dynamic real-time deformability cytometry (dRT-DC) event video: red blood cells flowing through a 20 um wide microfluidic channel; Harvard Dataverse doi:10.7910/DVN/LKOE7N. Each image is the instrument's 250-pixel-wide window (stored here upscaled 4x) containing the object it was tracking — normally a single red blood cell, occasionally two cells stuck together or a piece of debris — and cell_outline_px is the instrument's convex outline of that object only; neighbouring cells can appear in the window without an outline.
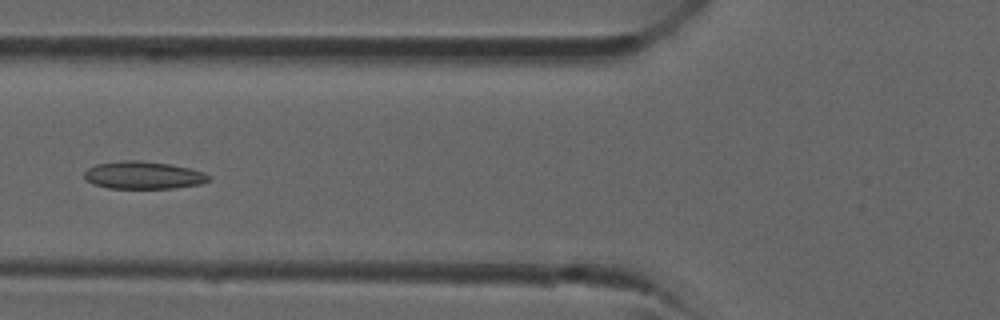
{"species": "common noctule bat (a hibernating species)", "species_latin": "Nyctalus noctula", "temperature_condition": "room temperature", "stored_images_in_passage": 33, "camera_frame_rate_fps": 3000, "um_per_image_px": 0.085, "animal": {"sex": "male", "forearm_length_mm": 52.5}, "frame": {"image": 1, "passage_image": 9, "time_ms": 2.667, "image_size_px": [1000, 320], "cell_outline_px": [[212, 180], [200, 184], [172, 188], [108, 188], [84, 180], [84, 172], [88, 168], [96, 164], [120, 160], [136, 160], [168, 164], [188, 168], [204, 172], [212, 176]], "centroid_in_image_um": [12.19, 14.89], "position_along_channel_um": 113.6, "area_um2": 20.0}}
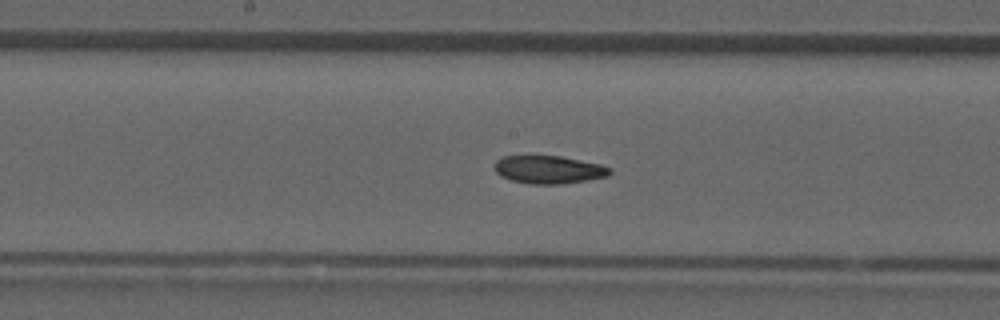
{"frame": {"image": 2, "passage_image": 14, "time_ms": 4.333, "image_size_px": [1000, 320], "cell_outline_px": [[612, 172], [608, 176], [588, 180], [560, 184], [528, 184], [508, 180], [500, 176], [492, 168], [492, 164], [496, 160], [504, 156], [560, 156], [600, 164], [612, 168]], "centroid_in_image_um": [46.6, 14.42], "position_along_channel_um": 201.6, "area_um2": 19.07}}
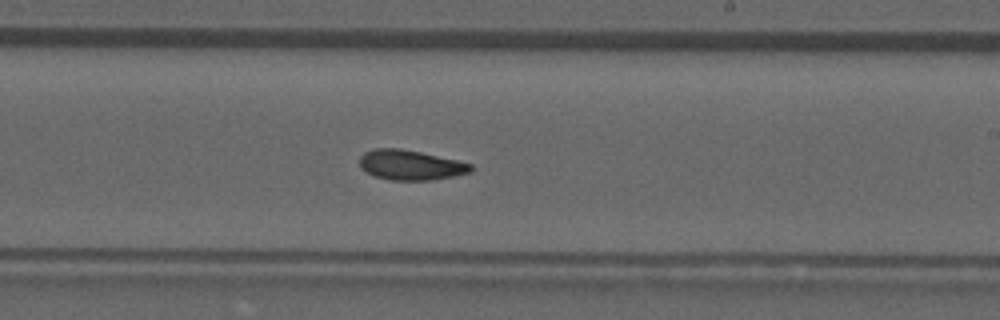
{"frame": {"image": 3, "passage_image": 17, "time_ms": 5.333, "image_size_px": [1000, 320], "cell_outline_px": [[472, 172], [432, 180], [392, 180], [376, 176], [360, 168], [360, 156], [364, 152], [372, 148], [400, 148], [420, 152], [456, 160], [472, 164]], "centroid_in_image_um": [34.88, 14.02], "position_along_channel_um": 254.1, "area_um2": 19.31}}